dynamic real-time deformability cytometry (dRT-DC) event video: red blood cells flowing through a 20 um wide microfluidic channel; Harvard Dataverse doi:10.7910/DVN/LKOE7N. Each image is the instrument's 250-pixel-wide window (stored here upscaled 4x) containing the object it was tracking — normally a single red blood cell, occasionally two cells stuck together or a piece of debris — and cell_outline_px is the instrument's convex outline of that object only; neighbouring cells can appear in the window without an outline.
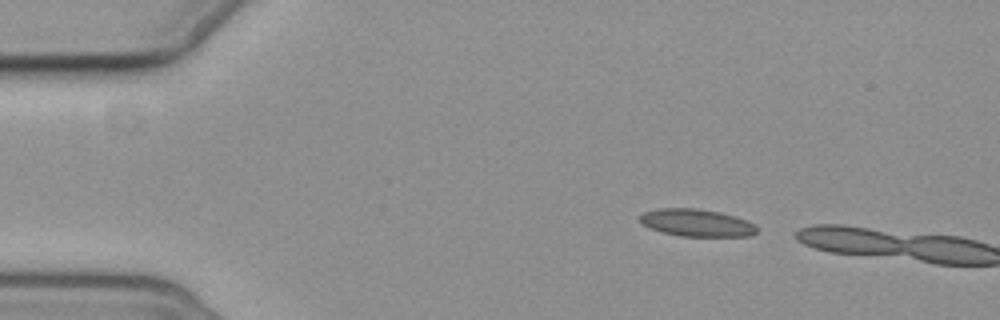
{"species": "common noctule bat (a hibernating species)", "species_latin": "Nyctalus noctula", "temperature_condition": "cold", "stored_images_in_passage": 2, "camera_frame_rate_fps": 3000, "um_per_image_px": 0.085, "animal": {"sex": "female", "body_mass_g": 19.3, "forearm_length_mm": 54.1}, "frame": {"image": 1, "passage_image": 1, "time_ms": 0.0, "image_size_px": [1000, 320], "cell_outline_px": [[756, 232], [752, 236], [680, 236], [660, 232], [648, 228], [640, 224], [640, 216], [644, 212], [656, 208], [696, 208], [720, 212], [756, 224]], "centroid_in_image_um": [59.15, 18.94], "position_along_channel_um": 25.8, "area_um2": 18.73}}